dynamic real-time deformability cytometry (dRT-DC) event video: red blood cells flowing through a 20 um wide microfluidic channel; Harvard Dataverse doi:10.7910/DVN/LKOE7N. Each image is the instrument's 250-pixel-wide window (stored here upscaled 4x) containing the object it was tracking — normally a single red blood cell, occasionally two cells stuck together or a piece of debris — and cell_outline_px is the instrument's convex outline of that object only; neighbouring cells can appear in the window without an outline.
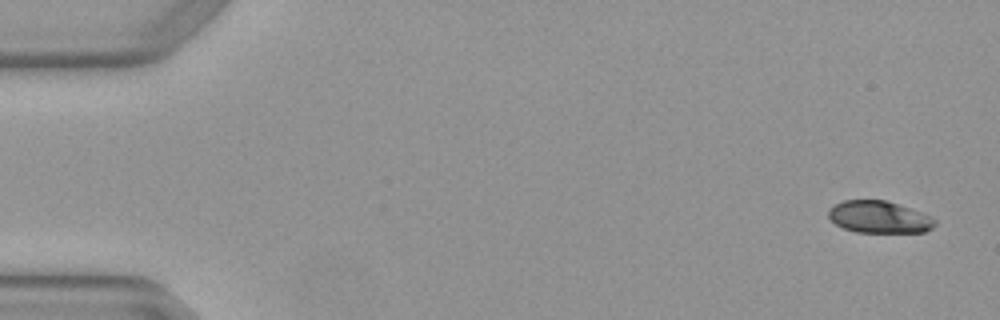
{"species": "Egyptian fruit bat (a non-hibernating species)", "species_latin": "Rousettus aegyptiacus", "temperature_condition": "warm", "stored_images_in_passage": 6, "camera_frame_rate_fps": 3000, "um_per_image_px": 0.085, "animal": {"sex": "female"}, "frame": {"image": 1, "passage_image": 1, "time_ms": 0.0, "image_size_px": [1000, 320], "cell_outline_px": [[936, 224], [932, 228], [924, 232], [856, 232], [844, 228], [836, 224], [828, 216], [828, 208], [844, 200], [884, 200], [932, 216], [936, 220]], "centroid_in_image_um": [74.72, 18.45], "position_along_channel_um": 10.3, "area_um2": 19.71}}
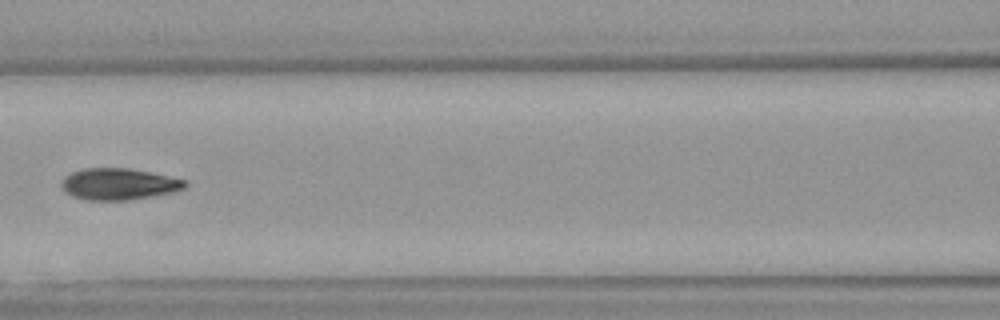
{"frame": {"image": 2, "passage_image": 6, "time_ms": 1.667, "image_size_px": [1000, 320], "cell_outline_px": [[188, 184], [184, 188], [172, 192], [132, 200], [88, 200], [72, 196], [64, 192], [60, 184], [60, 180], [64, 176], [72, 172], [84, 168], [128, 168], [168, 176], [184, 180]], "centroid_in_image_um": [10.03, 15.65], "position_along_channel_um": 156.6, "area_um2": 22.72}}